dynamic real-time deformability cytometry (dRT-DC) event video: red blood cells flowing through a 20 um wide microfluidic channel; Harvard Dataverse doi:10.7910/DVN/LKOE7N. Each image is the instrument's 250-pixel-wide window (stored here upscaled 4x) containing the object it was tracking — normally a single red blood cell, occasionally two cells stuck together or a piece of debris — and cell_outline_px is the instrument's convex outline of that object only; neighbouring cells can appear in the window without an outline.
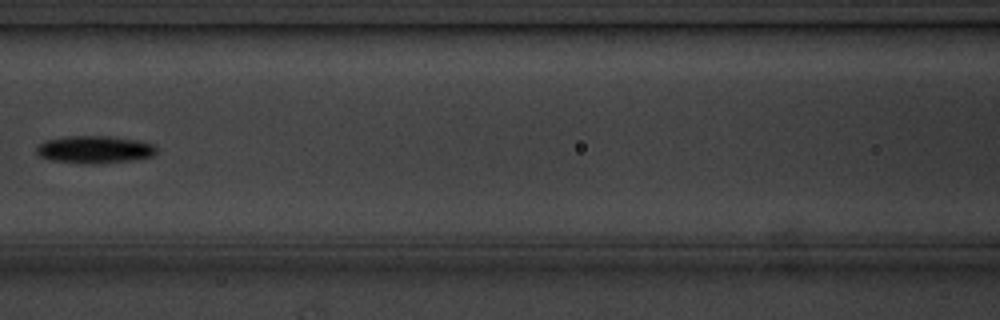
{"species": "common noctule bat (a hibernating species)", "species_latin": "Nyctalus noctula", "temperature_condition": "cold", "stored_images_in_passage": 7, "camera_frame_rate_fps": 3000, "um_per_image_px": 0.085, "animal": {"sex": "male", "body_mass_g": 20.1, "forearm_length_mm": 53.5}, "frame": {"image": 1, "passage_image": 7, "time_ms": 7.333, "image_size_px": [1000, 320], "cell_outline_px": [[156, 152], [152, 156], [132, 160], [96, 164], [80, 164], [52, 160], [40, 156], [36, 152], [36, 144], [44, 140], [64, 136], [108, 136], [136, 140], [152, 144], [156, 148]], "centroid_in_image_um": [7.97, 12.71], "position_along_channel_um": 158.6, "area_um2": 19.36}}